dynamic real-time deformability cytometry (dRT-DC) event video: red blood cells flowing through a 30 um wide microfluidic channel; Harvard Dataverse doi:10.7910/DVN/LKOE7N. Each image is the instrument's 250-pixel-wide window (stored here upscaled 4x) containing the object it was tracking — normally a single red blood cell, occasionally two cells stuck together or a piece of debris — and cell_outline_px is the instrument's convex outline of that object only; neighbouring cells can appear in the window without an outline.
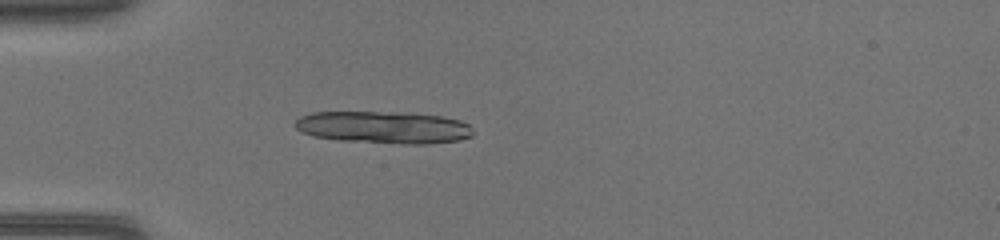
{"species": "common noctule bat (a hibernating species)", "species_latin": "Nyctalus noctula", "temperature_condition": "warm", "stored_images_in_passage": 38, "segment_of_instrument_passage": [1, 2], "camera_frame_rate_fps": 3000, "um_per_image_px": 0.085, "animal": {"sex": "female", "body_mass_g": 17.0, "forearm_length_mm": 48.0}, "frame": {"image": 1, "passage_image": 6, "time_ms": 1.667, "image_size_px": [1000, 240], "cell_outline_px": [[472, 136], [460, 140], [428, 144], [404, 144], [340, 140], [312, 136], [296, 128], [292, 124], [300, 116], [312, 112], [396, 112], [440, 116], [460, 120], [468, 124], [472, 128]], "centroid_in_image_um": [32.6, 10.83], "position_along_channel_um": 52.4, "area_um2": 33.47}}